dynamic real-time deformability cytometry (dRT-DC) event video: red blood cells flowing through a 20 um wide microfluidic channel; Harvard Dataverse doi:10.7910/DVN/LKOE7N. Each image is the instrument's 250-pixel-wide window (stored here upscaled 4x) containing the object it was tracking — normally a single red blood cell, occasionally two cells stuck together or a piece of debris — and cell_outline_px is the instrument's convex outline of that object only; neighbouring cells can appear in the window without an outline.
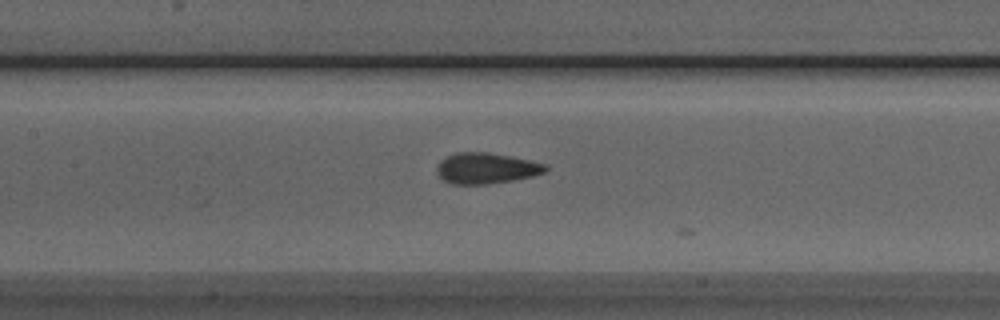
{"species": "Egyptian fruit bat (a non-hibernating species)", "species_latin": "Rousettus aegyptiacus", "temperature_condition": "room temperature", "stored_images_in_passage": 13, "camera_frame_rate_fps": 3000, "um_per_image_px": 0.085, "animal": {"sex": "male"}, "frame": {"image": 1, "passage_image": 11, "time_ms": 3.333, "image_size_px": [1000, 320], "cell_outline_px": [[548, 168], [544, 172], [532, 176], [512, 180], [488, 184], [452, 184], [444, 180], [436, 172], [436, 164], [440, 160], [456, 152], [488, 152], [548, 164]], "centroid_in_image_um": [41.3, 14.3], "position_along_channel_um": 166.1, "area_um2": 19.48}}